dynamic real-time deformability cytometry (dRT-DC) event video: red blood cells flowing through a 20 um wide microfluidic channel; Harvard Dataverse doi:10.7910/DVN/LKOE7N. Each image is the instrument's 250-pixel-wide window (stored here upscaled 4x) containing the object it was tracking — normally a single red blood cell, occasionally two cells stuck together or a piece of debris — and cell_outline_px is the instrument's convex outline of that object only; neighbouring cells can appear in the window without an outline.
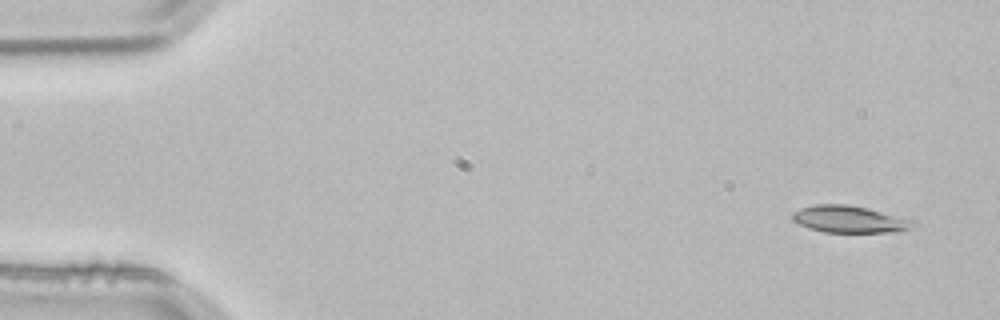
{"species": "common noctule bat (a hibernating species)", "species_latin": "Nyctalus noctula", "temperature_condition": "room temperature", "stored_images_in_passage": 3, "camera_frame_rate_fps": 3000, "um_per_image_px": 0.085, "animal": {"sex": "male", "body_mass_g": 21.5, "forearm_length_mm": 52.0}, "frame": {"image": 1, "passage_image": 1, "time_ms": 0.0, "image_size_px": [1000, 320], "cell_outline_px": [[920, 224], [900, 232], [824, 232], [808, 228], [792, 220], [792, 212], [800, 208], [816, 204], [844, 204], [868, 208], [916, 220]], "centroid_in_image_um": [72.26, 18.64], "position_along_channel_um": 12.7, "area_um2": 19.25}}